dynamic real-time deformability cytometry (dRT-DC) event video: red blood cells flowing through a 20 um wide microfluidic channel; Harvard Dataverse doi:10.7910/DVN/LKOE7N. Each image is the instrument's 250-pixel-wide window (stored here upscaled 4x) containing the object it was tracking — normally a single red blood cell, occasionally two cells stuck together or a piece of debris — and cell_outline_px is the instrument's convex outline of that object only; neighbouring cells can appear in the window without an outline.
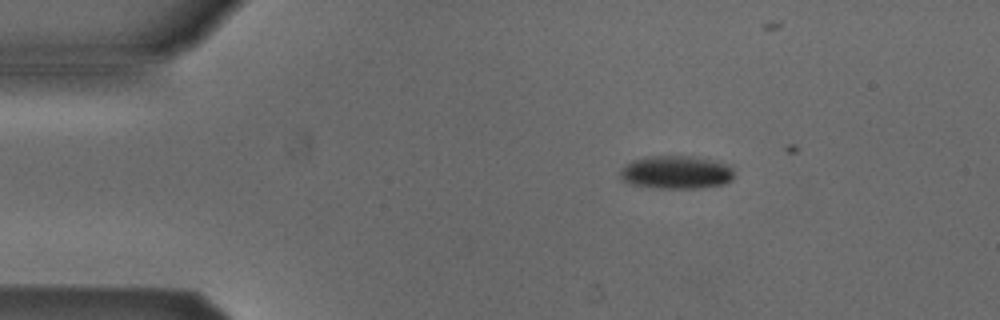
{"species": "Egyptian fruit bat (a non-hibernating species)", "species_latin": "Rousettus aegyptiacus", "temperature_condition": "cold", "stored_images_in_passage": 5, "camera_frame_rate_fps": 3000, "um_per_image_px": 0.085, "animal": {"sex": "male"}, "frame": {"image": 1, "passage_image": 2, "time_ms": 0.333, "image_size_px": [1000, 320], "cell_outline_px": [[732, 180], [724, 184], [696, 188], [656, 188], [632, 184], [624, 180], [620, 176], [620, 172], [624, 164], [632, 160], [648, 156], [692, 156], [732, 164]], "centroid_in_image_um": [57.48, 14.63], "position_along_channel_um": 27.5, "area_um2": 22.08}}
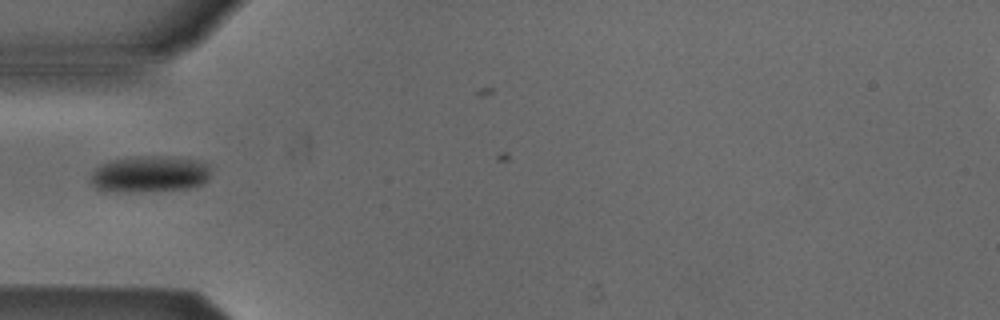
{"frame": {"image": 2, "passage_image": 4, "time_ms": 1.0, "image_size_px": [1000, 320], "cell_outline_px": [[208, 180], [200, 184], [188, 188], [124, 192], [96, 188], [92, 184], [92, 172], [100, 164], [112, 160], [132, 156], [160, 156], [196, 160], [208, 164]], "centroid_in_image_um": [12.69, 14.78], "position_along_channel_um": 72.3, "area_um2": 25.03}}